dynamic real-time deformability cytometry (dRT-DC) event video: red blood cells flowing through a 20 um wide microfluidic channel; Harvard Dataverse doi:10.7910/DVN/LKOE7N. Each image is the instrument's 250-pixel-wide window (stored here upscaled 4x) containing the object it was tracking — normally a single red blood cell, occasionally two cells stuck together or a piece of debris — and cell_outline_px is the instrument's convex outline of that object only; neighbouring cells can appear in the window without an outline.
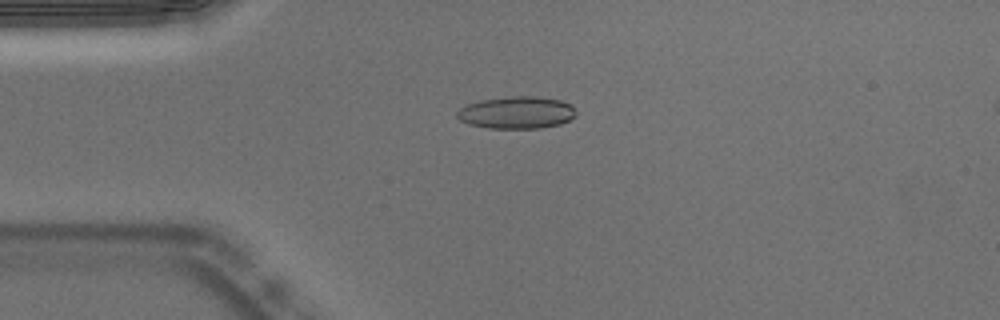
{"species": "Egyptian fruit bat (a non-hibernating species)", "species_latin": "Rousettus aegyptiacus", "temperature_condition": "warm", "stored_images_in_passage": 52, "camera_frame_rate_fps": 3000, "um_per_image_px": 0.085, "animal": {"sex": "male"}, "frame": {"image": 1, "passage_image": 12, "time_ms": 3.667, "image_size_px": [1000, 320], "cell_outline_px": [[576, 116], [560, 124], [540, 128], [488, 128], [468, 124], [460, 120], [456, 116], [456, 112], [460, 108], [468, 104], [480, 100], [512, 96], [536, 96], [560, 100], [572, 104], [576, 112]], "centroid_in_image_um": [43.92, 9.56], "position_along_channel_um": 41.1, "area_um2": 22.43}}
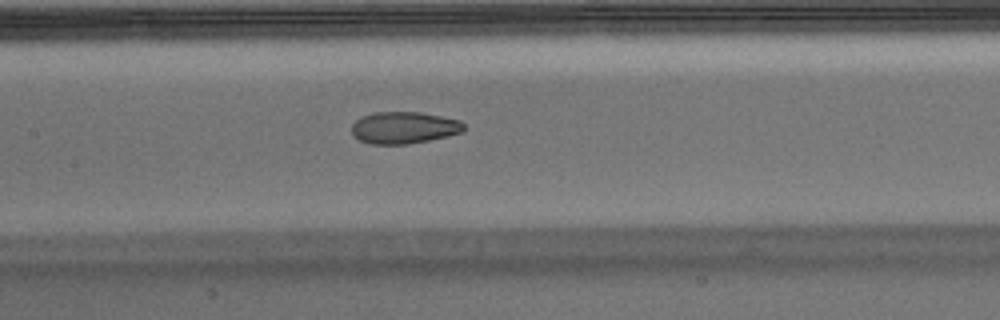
{"frame": {"image": 2, "passage_image": 24, "time_ms": 7.667, "image_size_px": [1000, 320], "cell_outline_px": [[464, 132], [448, 136], [408, 144], [372, 144], [360, 140], [352, 136], [352, 124], [360, 116], [376, 112], [420, 112], [460, 120], [464, 124]], "centroid_in_image_um": [34.33, 10.85], "position_along_channel_um": 173.1, "area_um2": 20.92}}
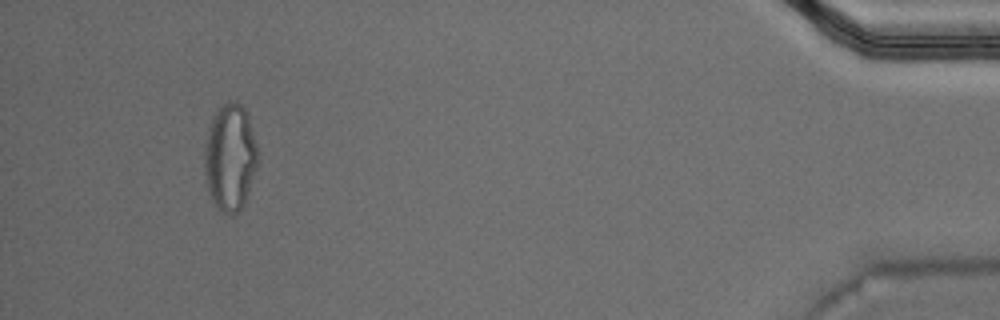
{"frame": {"image": 3, "passage_image": 49, "time_ms": 16.0, "image_size_px": [1000, 320], "cell_outline_px": [[260, 156], [244, 204], [240, 212], [232, 216], [224, 212], [216, 204], [208, 192], [204, 172], [204, 148], [208, 128], [212, 116], [228, 100], [236, 100], [244, 108], [248, 116]], "centroid_in_image_um": [19.56, 13.37], "position_along_channel_um": 415.6, "area_um2": 33.47}, "authors_computed_cell_mechanics": {"area_um2": 21.7328, "velocity_mm_per_s": 3.7749, "shape_relaxation_time_tau1_ms": null, "shape_relaxation_time_tau2_ms": 2.4786, "deformation_change_tau1": null, "deformation_change_tau2": 0.0893}}